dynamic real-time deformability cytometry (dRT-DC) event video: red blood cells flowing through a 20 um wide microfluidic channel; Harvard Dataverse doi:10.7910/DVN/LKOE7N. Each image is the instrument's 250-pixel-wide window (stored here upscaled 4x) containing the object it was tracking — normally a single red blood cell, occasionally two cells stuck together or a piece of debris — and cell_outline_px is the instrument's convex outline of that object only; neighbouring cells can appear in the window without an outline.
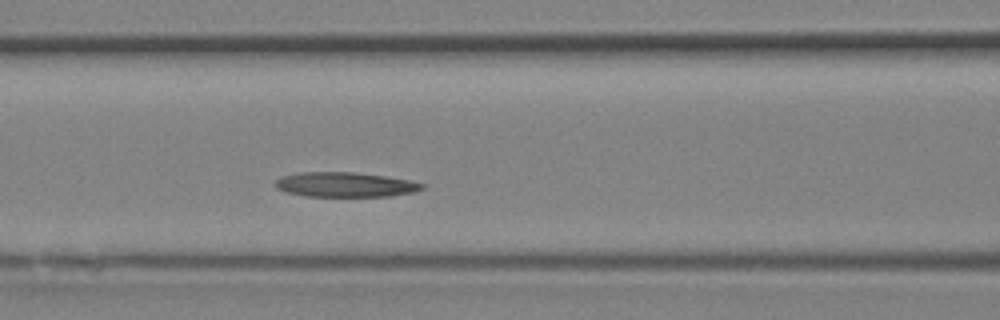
{"species": "Egyptian fruit bat (a non-hibernating species)", "species_latin": "Rousettus aegyptiacus", "temperature_condition": "room temperature", "stored_images_in_passage": 11, "segment_of_instrument_passage": [1, 2], "camera_frame_rate_fps": 3000, "um_per_image_px": 0.085, "animal": {"sex": "female"}, "frame": {"image": 1, "passage_image": 8, "time_ms": 2.333, "image_size_px": [1000, 320], "cell_outline_px": [[424, 188], [412, 192], [388, 196], [304, 196], [284, 192], [276, 188], [276, 180], [280, 176], [300, 172], [352, 172], [384, 176], [408, 180], [424, 184]], "centroid_in_image_um": [29.27, 15.69], "position_along_channel_um": 137.3, "area_um2": 21.04}}
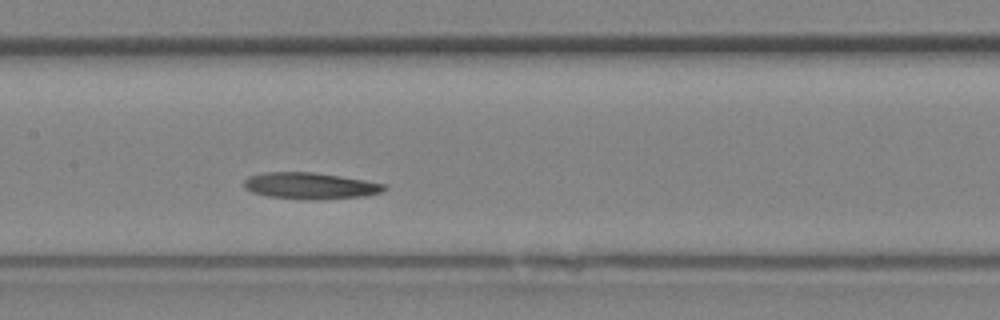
{"frame": {"image": 2, "passage_image": 10, "time_ms": 3.0, "image_size_px": [1000, 320], "cell_outline_px": [[388, 188], [380, 192], [364, 196], [316, 200], [308, 200], [268, 196], [252, 192], [244, 188], [244, 180], [248, 176], [264, 172], [312, 172], [340, 176], [364, 180], [384, 184]], "centroid_in_image_um": [26.34, 15.79], "position_along_channel_um": 181.1, "area_um2": 21.62}}